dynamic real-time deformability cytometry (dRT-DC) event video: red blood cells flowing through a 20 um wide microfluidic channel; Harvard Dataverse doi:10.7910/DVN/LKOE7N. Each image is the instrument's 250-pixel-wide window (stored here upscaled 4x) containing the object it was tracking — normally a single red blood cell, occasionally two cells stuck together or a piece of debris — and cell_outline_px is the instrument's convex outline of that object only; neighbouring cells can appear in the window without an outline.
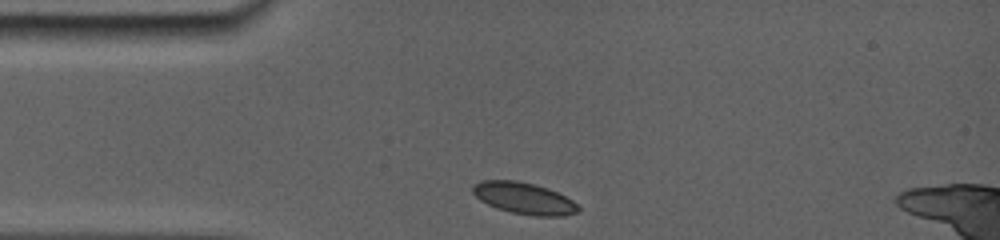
{"species": "common noctule bat (a hibernating species)", "species_latin": "Nyctalus noctula", "temperature_condition": "room temperature", "stored_images_in_passage": 5, "camera_frame_rate_fps": 5000, "um_per_image_px": 0.085, "animal": {"sex": "female", "body_mass_g": 19.0, "forearm_length_mm": 56.7}, "frame": {"image": 1, "passage_image": 1, "time_ms": 0.0, "image_size_px": [1000, 240], "cell_outline_px": [[580, 212], [564, 216], [536, 216], [512, 212], [496, 208], [480, 200], [472, 192], [472, 184], [480, 180], [516, 180], [536, 184], [548, 188], [572, 200], [580, 208]], "centroid_in_image_um": [44.53, 16.84], "position_along_channel_um": 40.5, "area_um2": 19.54}}
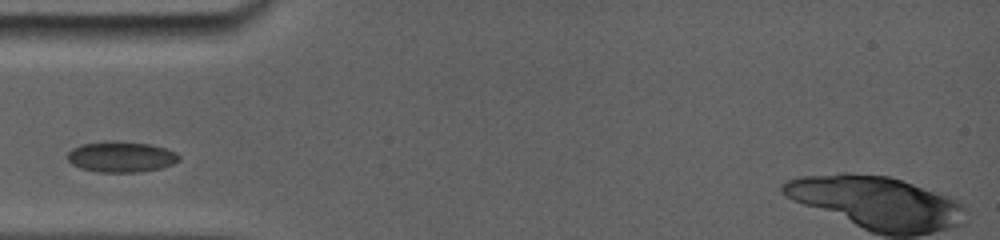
{"frame": {"image": 2, "passage_image": 3, "time_ms": 1.4, "image_size_px": [1000, 240], "cell_outline_px": [[180, 160], [172, 164], [160, 168], [140, 172], [96, 172], [80, 168], [72, 164], [68, 160], [68, 152], [72, 148], [84, 144], [148, 144], [164, 148], [176, 152], [180, 156]], "centroid_in_image_um": [10.32, 13.39], "position_along_channel_um": 74.7, "area_um2": 19.02}}
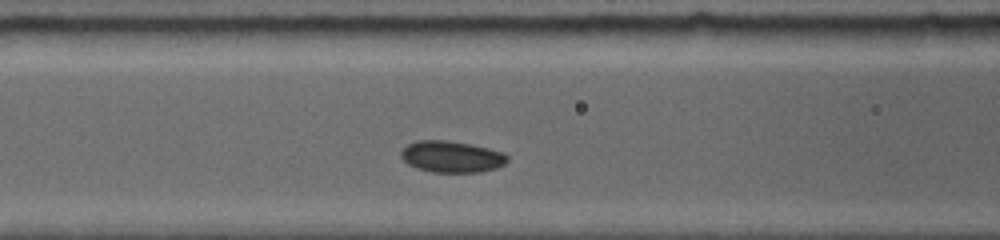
{"frame": {"image": 3, "passage_image": 5, "time_ms": 2.8, "image_size_px": [1000, 240], "cell_outline_px": [[508, 160], [504, 164], [496, 168], [480, 172], [432, 172], [416, 168], [408, 164], [400, 156], [400, 152], [408, 144], [420, 140], [444, 140], [468, 144], [504, 152], [508, 156]], "centroid_in_image_um": [38.38, 13.33], "position_along_channel_um": 128.2, "area_um2": 19.36}}